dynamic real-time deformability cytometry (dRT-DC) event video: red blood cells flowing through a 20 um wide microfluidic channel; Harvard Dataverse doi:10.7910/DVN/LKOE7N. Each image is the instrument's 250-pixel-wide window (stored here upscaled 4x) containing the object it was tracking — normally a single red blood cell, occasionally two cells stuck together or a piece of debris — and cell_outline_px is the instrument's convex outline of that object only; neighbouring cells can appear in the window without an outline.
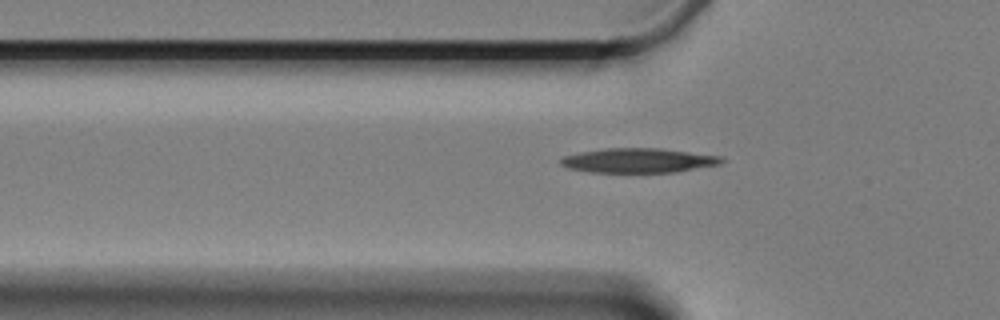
{"species": "Egyptian fruit bat (a non-hibernating species)", "species_latin": "Rousettus aegyptiacus", "temperature_condition": "cold", "stored_images_in_passage": 41, "camera_frame_rate_fps": 3000, "um_per_image_px": 0.085, "animal": {"sex": "female"}, "frame": {"image": 1, "passage_image": 6, "time_ms": 1.667, "image_size_px": [1000, 320], "cell_outline_px": [[724, 160], [720, 164], [676, 172], [588, 172], [568, 168], [560, 164], [560, 156], [580, 152], [604, 148], [660, 148], [720, 156]], "centroid_in_image_um": [54.21, 13.64], "position_along_channel_um": 71.6, "area_um2": 23.0}}
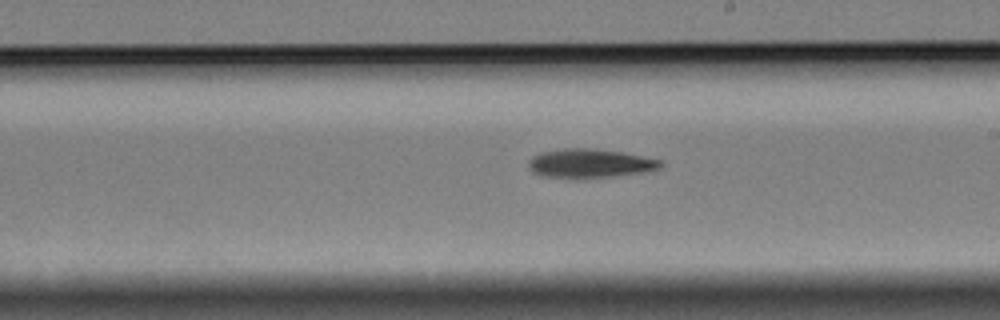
{"frame": {"image": 2, "passage_image": 21, "time_ms": 6.667, "image_size_px": [1000, 320], "cell_outline_px": [[664, 164], [660, 168], [648, 172], [584, 180], [576, 180], [540, 176], [532, 172], [528, 168], [528, 160], [532, 156], [540, 152], [564, 148], [596, 148], [620, 152], [664, 160]], "centroid_in_image_um": [50.13, 13.92], "position_along_channel_um": 238.9, "area_um2": 23.29}}
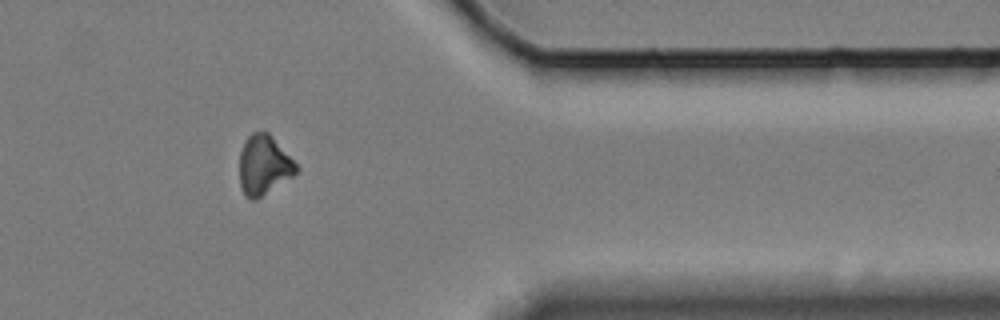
{"frame": {"image": 3, "passage_image": 36, "time_ms": 11.667, "image_size_px": [1000, 320], "cell_outline_px": [[296, 172], [292, 176], [256, 200], [252, 200], [244, 196], [240, 188], [240, 152], [244, 140], [252, 132], [264, 128], [272, 136], [296, 164]], "centroid_in_image_um": [22.37, 14.01], "position_along_channel_um": 389.0, "area_um2": 19.71}, "authors_computed_cell_mechanics": {"area_um2": 21.9062, "velocity_mm_per_s": 3.3316, "shape_relaxation_time_tau1_ms": 3.9274, "shape_relaxation_time_tau2_ms": null, "deformation_change_tau1": 0.1139, "deformation_change_tau2": null}}